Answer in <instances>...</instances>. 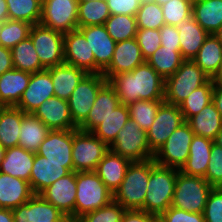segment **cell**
Segmentation results:
<instances>
[{"label":"cell","instance_id":"cell-14","mask_svg":"<svg viewBox=\"0 0 222 222\" xmlns=\"http://www.w3.org/2000/svg\"><path fill=\"white\" fill-rule=\"evenodd\" d=\"M64 63L78 67L88 74L103 72L95 64V57L89 43L79 29L64 34Z\"/></svg>","mask_w":222,"mask_h":222},{"label":"cell","instance_id":"cell-53","mask_svg":"<svg viewBox=\"0 0 222 222\" xmlns=\"http://www.w3.org/2000/svg\"><path fill=\"white\" fill-rule=\"evenodd\" d=\"M161 45L166 48H180L177 26L163 25L160 29Z\"/></svg>","mask_w":222,"mask_h":222},{"label":"cell","instance_id":"cell-4","mask_svg":"<svg viewBox=\"0 0 222 222\" xmlns=\"http://www.w3.org/2000/svg\"><path fill=\"white\" fill-rule=\"evenodd\" d=\"M75 220L113 200V193L95 171L76 172Z\"/></svg>","mask_w":222,"mask_h":222},{"label":"cell","instance_id":"cell-10","mask_svg":"<svg viewBox=\"0 0 222 222\" xmlns=\"http://www.w3.org/2000/svg\"><path fill=\"white\" fill-rule=\"evenodd\" d=\"M29 37L32 40L41 64L49 67L64 64V34L35 24L31 26Z\"/></svg>","mask_w":222,"mask_h":222},{"label":"cell","instance_id":"cell-11","mask_svg":"<svg viewBox=\"0 0 222 222\" xmlns=\"http://www.w3.org/2000/svg\"><path fill=\"white\" fill-rule=\"evenodd\" d=\"M79 0H43L39 24L63 34L78 29Z\"/></svg>","mask_w":222,"mask_h":222},{"label":"cell","instance_id":"cell-61","mask_svg":"<svg viewBox=\"0 0 222 222\" xmlns=\"http://www.w3.org/2000/svg\"><path fill=\"white\" fill-rule=\"evenodd\" d=\"M214 35L218 38L219 42L222 44V25Z\"/></svg>","mask_w":222,"mask_h":222},{"label":"cell","instance_id":"cell-52","mask_svg":"<svg viewBox=\"0 0 222 222\" xmlns=\"http://www.w3.org/2000/svg\"><path fill=\"white\" fill-rule=\"evenodd\" d=\"M111 15L135 16L143 0H105Z\"/></svg>","mask_w":222,"mask_h":222},{"label":"cell","instance_id":"cell-66","mask_svg":"<svg viewBox=\"0 0 222 222\" xmlns=\"http://www.w3.org/2000/svg\"><path fill=\"white\" fill-rule=\"evenodd\" d=\"M79 1H95V0H79Z\"/></svg>","mask_w":222,"mask_h":222},{"label":"cell","instance_id":"cell-64","mask_svg":"<svg viewBox=\"0 0 222 222\" xmlns=\"http://www.w3.org/2000/svg\"><path fill=\"white\" fill-rule=\"evenodd\" d=\"M13 222H26V221L13 219Z\"/></svg>","mask_w":222,"mask_h":222},{"label":"cell","instance_id":"cell-40","mask_svg":"<svg viewBox=\"0 0 222 222\" xmlns=\"http://www.w3.org/2000/svg\"><path fill=\"white\" fill-rule=\"evenodd\" d=\"M43 0H6L9 19L39 24Z\"/></svg>","mask_w":222,"mask_h":222},{"label":"cell","instance_id":"cell-26","mask_svg":"<svg viewBox=\"0 0 222 222\" xmlns=\"http://www.w3.org/2000/svg\"><path fill=\"white\" fill-rule=\"evenodd\" d=\"M213 143L214 140L210 138L194 135L190 144L189 157L180 171L188 175L204 178L210 161Z\"/></svg>","mask_w":222,"mask_h":222},{"label":"cell","instance_id":"cell-33","mask_svg":"<svg viewBox=\"0 0 222 222\" xmlns=\"http://www.w3.org/2000/svg\"><path fill=\"white\" fill-rule=\"evenodd\" d=\"M193 18L209 34L222 25V0H193Z\"/></svg>","mask_w":222,"mask_h":222},{"label":"cell","instance_id":"cell-48","mask_svg":"<svg viewBox=\"0 0 222 222\" xmlns=\"http://www.w3.org/2000/svg\"><path fill=\"white\" fill-rule=\"evenodd\" d=\"M135 39L145 60L161 46L160 29L138 28Z\"/></svg>","mask_w":222,"mask_h":222},{"label":"cell","instance_id":"cell-65","mask_svg":"<svg viewBox=\"0 0 222 222\" xmlns=\"http://www.w3.org/2000/svg\"><path fill=\"white\" fill-rule=\"evenodd\" d=\"M218 188L222 191V184L220 186H218Z\"/></svg>","mask_w":222,"mask_h":222},{"label":"cell","instance_id":"cell-21","mask_svg":"<svg viewBox=\"0 0 222 222\" xmlns=\"http://www.w3.org/2000/svg\"><path fill=\"white\" fill-rule=\"evenodd\" d=\"M72 143L73 129L50 130L36 154L44 156L48 161L54 163H73Z\"/></svg>","mask_w":222,"mask_h":222},{"label":"cell","instance_id":"cell-59","mask_svg":"<svg viewBox=\"0 0 222 222\" xmlns=\"http://www.w3.org/2000/svg\"><path fill=\"white\" fill-rule=\"evenodd\" d=\"M211 80L214 85H222V62L220 63L217 72L214 74Z\"/></svg>","mask_w":222,"mask_h":222},{"label":"cell","instance_id":"cell-24","mask_svg":"<svg viewBox=\"0 0 222 222\" xmlns=\"http://www.w3.org/2000/svg\"><path fill=\"white\" fill-rule=\"evenodd\" d=\"M33 195L29 182L0 172V208L14 209Z\"/></svg>","mask_w":222,"mask_h":222},{"label":"cell","instance_id":"cell-34","mask_svg":"<svg viewBox=\"0 0 222 222\" xmlns=\"http://www.w3.org/2000/svg\"><path fill=\"white\" fill-rule=\"evenodd\" d=\"M50 129L33 114H24L19 134V146L37 152Z\"/></svg>","mask_w":222,"mask_h":222},{"label":"cell","instance_id":"cell-25","mask_svg":"<svg viewBox=\"0 0 222 222\" xmlns=\"http://www.w3.org/2000/svg\"><path fill=\"white\" fill-rule=\"evenodd\" d=\"M50 75L54 87V95L58 98L68 100L80 83L88 74L86 71L67 64L49 67L46 69Z\"/></svg>","mask_w":222,"mask_h":222},{"label":"cell","instance_id":"cell-38","mask_svg":"<svg viewBox=\"0 0 222 222\" xmlns=\"http://www.w3.org/2000/svg\"><path fill=\"white\" fill-rule=\"evenodd\" d=\"M129 119L128 107L120 104L92 133L110 146L117 138V133L125 126Z\"/></svg>","mask_w":222,"mask_h":222},{"label":"cell","instance_id":"cell-32","mask_svg":"<svg viewBox=\"0 0 222 222\" xmlns=\"http://www.w3.org/2000/svg\"><path fill=\"white\" fill-rule=\"evenodd\" d=\"M194 135L214 140L222 129V116L213 102L206 105L199 113L186 121Z\"/></svg>","mask_w":222,"mask_h":222},{"label":"cell","instance_id":"cell-1","mask_svg":"<svg viewBox=\"0 0 222 222\" xmlns=\"http://www.w3.org/2000/svg\"><path fill=\"white\" fill-rule=\"evenodd\" d=\"M120 99L129 106L137 100H164L165 79L146 61L133 71L119 73L108 80Z\"/></svg>","mask_w":222,"mask_h":222},{"label":"cell","instance_id":"cell-63","mask_svg":"<svg viewBox=\"0 0 222 222\" xmlns=\"http://www.w3.org/2000/svg\"><path fill=\"white\" fill-rule=\"evenodd\" d=\"M150 1L155 2V3L159 4V5H162V4H164V3L168 2V1H171V0H150Z\"/></svg>","mask_w":222,"mask_h":222},{"label":"cell","instance_id":"cell-45","mask_svg":"<svg viewBox=\"0 0 222 222\" xmlns=\"http://www.w3.org/2000/svg\"><path fill=\"white\" fill-rule=\"evenodd\" d=\"M135 17L138 28L161 29L165 25L161 5L150 0H143Z\"/></svg>","mask_w":222,"mask_h":222},{"label":"cell","instance_id":"cell-20","mask_svg":"<svg viewBox=\"0 0 222 222\" xmlns=\"http://www.w3.org/2000/svg\"><path fill=\"white\" fill-rule=\"evenodd\" d=\"M50 130L78 129L72 120L68 100L53 96L43 102L33 113Z\"/></svg>","mask_w":222,"mask_h":222},{"label":"cell","instance_id":"cell-42","mask_svg":"<svg viewBox=\"0 0 222 222\" xmlns=\"http://www.w3.org/2000/svg\"><path fill=\"white\" fill-rule=\"evenodd\" d=\"M214 84L210 79L205 85L191 92L179 105L185 121L199 113L206 105L212 102Z\"/></svg>","mask_w":222,"mask_h":222},{"label":"cell","instance_id":"cell-37","mask_svg":"<svg viewBox=\"0 0 222 222\" xmlns=\"http://www.w3.org/2000/svg\"><path fill=\"white\" fill-rule=\"evenodd\" d=\"M10 50L13 66L16 70L33 74L46 69L41 64L30 37L21 41Z\"/></svg>","mask_w":222,"mask_h":222},{"label":"cell","instance_id":"cell-58","mask_svg":"<svg viewBox=\"0 0 222 222\" xmlns=\"http://www.w3.org/2000/svg\"><path fill=\"white\" fill-rule=\"evenodd\" d=\"M9 19L8 8L6 0H0V22H4Z\"/></svg>","mask_w":222,"mask_h":222},{"label":"cell","instance_id":"cell-18","mask_svg":"<svg viewBox=\"0 0 222 222\" xmlns=\"http://www.w3.org/2000/svg\"><path fill=\"white\" fill-rule=\"evenodd\" d=\"M15 220L26 222H72L53 204L40 195H33L25 204L12 209Z\"/></svg>","mask_w":222,"mask_h":222},{"label":"cell","instance_id":"cell-2","mask_svg":"<svg viewBox=\"0 0 222 222\" xmlns=\"http://www.w3.org/2000/svg\"><path fill=\"white\" fill-rule=\"evenodd\" d=\"M155 164L153 158L143 162H131L121 185L113 194V200L126 210H143L150 172Z\"/></svg>","mask_w":222,"mask_h":222},{"label":"cell","instance_id":"cell-22","mask_svg":"<svg viewBox=\"0 0 222 222\" xmlns=\"http://www.w3.org/2000/svg\"><path fill=\"white\" fill-rule=\"evenodd\" d=\"M84 34L95 57V64L104 71L111 63L116 42L110 37L105 25L78 27Z\"/></svg>","mask_w":222,"mask_h":222},{"label":"cell","instance_id":"cell-44","mask_svg":"<svg viewBox=\"0 0 222 222\" xmlns=\"http://www.w3.org/2000/svg\"><path fill=\"white\" fill-rule=\"evenodd\" d=\"M164 100H137L128 107L130 119L147 131L155 120L156 113Z\"/></svg>","mask_w":222,"mask_h":222},{"label":"cell","instance_id":"cell-23","mask_svg":"<svg viewBox=\"0 0 222 222\" xmlns=\"http://www.w3.org/2000/svg\"><path fill=\"white\" fill-rule=\"evenodd\" d=\"M120 99L107 81L98 91L95 102L86 120L78 127L84 132H92L120 105Z\"/></svg>","mask_w":222,"mask_h":222},{"label":"cell","instance_id":"cell-39","mask_svg":"<svg viewBox=\"0 0 222 222\" xmlns=\"http://www.w3.org/2000/svg\"><path fill=\"white\" fill-rule=\"evenodd\" d=\"M110 15L105 0L79 1L78 27L104 25Z\"/></svg>","mask_w":222,"mask_h":222},{"label":"cell","instance_id":"cell-35","mask_svg":"<svg viewBox=\"0 0 222 222\" xmlns=\"http://www.w3.org/2000/svg\"><path fill=\"white\" fill-rule=\"evenodd\" d=\"M193 61L210 78L214 76L222 62V44L214 34H209Z\"/></svg>","mask_w":222,"mask_h":222},{"label":"cell","instance_id":"cell-56","mask_svg":"<svg viewBox=\"0 0 222 222\" xmlns=\"http://www.w3.org/2000/svg\"><path fill=\"white\" fill-rule=\"evenodd\" d=\"M212 102L222 116V85H214Z\"/></svg>","mask_w":222,"mask_h":222},{"label":"cell","instance_id":"cell-47","mask_svg":"<svg viewBox=\"0 0 222 222\" xmlns=\"http://www.w3.org/2000/svg\"><path fill=\"white\" fill-rule=\"evenodd\" d=\"M126 209L112 200L109 204L89 213H86L74 222H121Z\"/></svg>","mask_w":222,"mask_h":222},{"label":"cell","instance_id":"cell-5","mask_svg":"<svg viewBox=\"0 0 222 222\" xmlns=\"http://www.w3.org/2000/svg\"><path fill=\"white\" fill-rule=\"evenodd\" d=\"M214 187L203 177L177 173L171 206L192 213H203Z\"/></svg>","mask_w":222,"mask_h":222},{"label":"cell","instance_id":"cell-16","mask_svg":"<svg viewBox=\"0 0 222 222\" xmlns=\"http://www.w3.org/2000/svg\"><path fill=\"white\" fill-rule=\"evenodd\" d=\"M73 171V163H54L35 153L29 184L34 195H39L56 180Z\"/></svg>","mask_w":222,"mask_h":222},{"label":"cell","instance_id":"cell-54","mask_svg":"<svg viewBox=\"0 0 222 222\" xmlns=\"http://www.w3.org/2000/svg\"><path fill=\"white\" fill-rule=\"evenodd\" d=\"M121 222H159V216L144 210H126Z\"/></svg>","mask_w":222,"mask_h":222},{"label":"cell","instance_id":"cell-62","mask_svg":"<svg viewBox=\"0 0 222 222\" xmlns=\"http://www.w3.org/2000/svg\"><path fill=\"white\" fill-rule=\"evenodd\" d=\"M5 152H6V149L0 145V165H1V162L4 160Z\"/></svg>","mask_w":222,"mask_h":222},{"label":"cell","instance_id":"cell-49","mask_svg":"<svg viewBox=\"0 0 222 222\" xmlns=\"http://www.w3.org/2000/svg\"><path fill=\"white\" fill-rule=\"evenodd\" d=\"M204 178L214 188L222 184V147L215 143L212 144L211 157Z\"/></svg>","mask_w":222,"mask_h":222},{"label":"cell","instance_id":"cell-15","mask_svg":"<svg viewBox=\"0 0 222 222\" xmlns=\"http://www.w3.org/2000/svg\"><path fill=\"white\" fill-rule=\"evenodd\" d=\"M76 172L72 171L64 177L59 178L39 195L47 202L53 204L72 222L75 221L76 202Z\"/></svg>","mask_w":222,"mask_h":222},{"label":"cell","instance_id":"cell-60","mask_svg":"<svg viewBox=\"0 0 222 222\" xmlns=\"http://www.w3.org/2000/svg\"><path fill=\"white\" fill-rule=\"evenodd\" d=\"M214 143L222 147V129L219 131L216 138L214 139Z\"/></svg>","mask_w":222,"mask_h":222},{"label":"cell","instance_id":"cell-41","mask_svg":"<svg viewBox=\"0 0 222 222\" xmlns=\"http://www.w3.org/2000/svg\"><path fill=\"white\" fill-rule=\"evenodd\" d=\"M104 25L115 42L135 38L138 31L136 17L126 14L110 15Z\"/></svg>","mask_w":222,"mask_h":222},{"label":"cell","instance_id":"cell-46","mask_svg":"<svg viewBox=\"0 0 222 222\" xmlns=\"http://www.w3.org/2000/svg\"><path fill=\"white\" fill-rule=\"evenodd\" d=\"M166 25L178 26L192 16L193 0H171L161 5Z\"/></svg>","mask_w":222,"mask_h":222},{"label":"cell","instance_id":"cell-55","mask_svg":"<svg viewBox=\"0 0 222 222\" xmlns=\"http://www.w3.org/2000/svg\"><path fill=\"white\" fill-rule=\"evenodd\" d=\"M13 59L9 48L0 46V76L13 69Z\"/></svg>","mask_w":222,"mask_h":222},{"label":"cell","instance_id":"cell-13","mask_svg":"<svg viewBox=\"0 0 222 222\" xmlns=\"http://www.w3.org/2000/svg\"><path fill=\"white\" fill-rule=\"evenodd\" d=\"M185 121L179 106L166 103L160 105L153 124L146 131L150 150L155 153L169 136Z\"/></svg>","mask_w":222,"mask_h":222},{"label":"cell","instance_id":"cell-27","mask_svg":"<svg viewBox=\"0 0 222 222\" xmlns=\"http://www.w3.org/2000/svg\"><path fill=\"white\" fill-rule=\"evenodd\" d=\"M131 161L125 157L109 152L99 161L95 172L107 186V188L114 194L121 185L127 167Z\"/></svg>","mask_w":222,"mask_h":222},{"label":"cell","instance_id":"cell-17","mask_svg":"<svg viewBox=\"0 0 222 222\" xmlns=\"http://www.w3.org/2000/svg\"><path fill=\"white\" fill-rule=\"evenodd\" d=\"M50 73L45 69L31 74L29 84L15 106L26 114H33L46 100L55 96Z\"/></svg>","mask_w":222,"mask_h":222},{"label":"cell","instance_id":"cell-31","mask_svg":"<svg viewBox=\"0 0 222 222\" xmlns=\"http://www.w3.org/2000/svg\"><path fill=\"white\" fill-rule=\"evenodd\" d=\"M25 113L13 106L0 109V145L5 149L19 146V134Z\"/></svg>","mask_w":222,"mask_h":222},{"label":"cell","instance_id":"cell-29","mask_svg":"<svg viewBox=\"0 0 222 222\" xmlns=\"http://www.w3.org/2000/svg\"><path fill=\"white\" fill-rule=\"evenodd\" d=\"M31 73L16 70L6 71L0 76V104L15 107L27 88Z\"/></svg>","mask_w":222,"mask_h":222},{"label":"cell","instance_id":"cell-30","mask_svg":"<svg viewBox=\"0 0 222 222\" xmlns=\"http://www.w3.org/2000/svg\"><path fill=\"white\" fill-rule=\"evenodd\" d=\"M34 159L35 152L21 146L6 149L0 172L29 182Z\"/></svg>","mask_w":222,"mask_h":222},{"label":"cell","instance_id":"cell-12","mask_svg":"<svg viewBox=\"0 0 222 222\" xmlns=\"http://www.w3.org/2000/svg\"><path fill=\"white\" fill-rule=\"evenodd\" d=\"M107 82L103 74H87L68 99L70 114L79 127L87 118L99 89Z\"/></svg>","mask_w":222,"mask_h":222},{"label":"cell","instance_id":"cell-51","mask_svg":"<svg viewBox=\"0 0 222 222\" xmlns=\"http://www.w3.org/2000/svg\"><path fill=\"white\" fill-rule=\"evenodd\" d=\"M159 222H205L203 213H192L170 206L159 216Z\"/></svg>","mask_w":222,"mask_h":222},{"label":"cell","instance_id":"cell-7","mask_svg":"<svg viewBox=\"0 0 222 222\" xmlns=\"http://www.w3.org/2000/svg\"><path fill=\"white\" fill-rule=\"evenodd\" d=\"M110 146L92 132L73 129V171H95L99 161L109 152Z\"/></svg>","mask_w":222,"mask_h":222},{"label":"cell","instance_id":"cell-9","mask_svg":"<svg viewBox=\"0 0 222 222\" xmlns=\"http://www.w3.org/2000/svg\"><path fill=\"white\" fill-rule=\"evenodd\" d=\"M194 132L184 122L169 136L166 142L154 153V161L162 166L181 169L189 157L190 144Z\"/></svg>","mask_w":222,"mask_h":222},{"label":"cell","instance_id":"cell-57","mask_svg":"<svg viewBox=\"0 0 222 222\" xmlns=\"http://www.w3.org/2000/svg\"><path fill=\"white\" fill-rule=\"evenodd\" d=\"M13 219L12 209L0 208V222H13Z\"/></svg>","mask_w":222,"mask_h":222},{"label":"cell","instance_id":"cell-19","mask_svg":"<svg viewBox=\"0 0 222 222\" xmlns=\"http://www.w3.org/2000/svg\"><path fill=\"white\" fill-rule=\"evenodd\" d=\"M144 62L145 59L135 38L116 42L111 63L102 74L108 80L119 73L133 71Z\"/></svg>","mask_w":222,"mask_h":222},{"label":"cell","instance_id":"cell-28","mask_svg":"<svg viewBox=\"0 0 222 222\" xmlns=\"http://www.w3.org/2000/svg\"><path fill=\"white\" fill-rule=\"evenodd\" d=\"M177 28L181 56L184 60H193L209 33L197 23L193 15L183 20Z\"/></svg>","mask_w":222,"mask_h":222},{"label":"cell","instance_id":"cell-8","mask_svg":"<svg viewBox=\"0 0 222 222\" xmlns=\"http://www.w3.org/2000/svg\"><path fill=\"white\" fill-rule=\"evenodd\" d=\"M110 151L131 162L148 161L154 157L147 142L146 131L131 119L117 133V138L110 145Z\"/></svg>","mask_w":222,"mask_h":222},{"label":"cell","instance_id":"cell-36","mask_svg":"<svg viewBox=\"0 0 222 222\" xmlns=\"http://www.w3.org/2000/svg\"><path fill=\"white\" fill-rule=\"evenodd\" d=\"M183 60L180 48H166L161 45L145 61L152 66L162 78L166 79L178 70Z\"/></svg>","mask_w":222,"mask_h":222},{"label":"cell","instance_id":"cell-6","mask_svg":"<svg viewBox=\"0 0 222 222\" xmlns=\"http://www.w3.org/2000/svg\"><path fill=\"white\" fill-rule=\"evenodd\" d=\"M210 79L193 60H183L178 70L165 79L164 101L179 106L191 92Z\"/></svg>","mask_w":222,"mask_h":222},{"label":"cell","instance_id":"cell-50","mask_svg":"<svg viewBox=\"0 0 222 222\" xmlns=\"http://www.w3.org/2000/svg\"><path fill=\"white\" fill-rule=\"evenodd\" d=\"M203 216L205 222H222V191L218 187L210 192Z\"/></svg>","mask_w":222,"mask_h":222},{"label":"cell","instance_id":"cell-3","mask_svg":"<svg viewBox=\"0 0 222 222\" xmlns=\"http://www.w3.org/2000/svg\"><path fill=\"white\" fill-rule=\"evenodd\" d=\"M179 169L155 164L150 172L143 210L160 216L172 203Z\"/></svg>","mask_w":222,"mask_h":222},{"label":"cell","instance_id":"cell-43","mask_svg":"<svg viewBox=\"0 0 222 222\" xmlns=\"http://www.w3.org/2000/svg\"><path fill=\"white\" fill-rule=\"evenodd\" d=\"M32 24L8 19L1 23L0 46L13 48L15 45L29 37Z\"/></svg>","mask_w":222,"mask_h":222}]
</instances>
